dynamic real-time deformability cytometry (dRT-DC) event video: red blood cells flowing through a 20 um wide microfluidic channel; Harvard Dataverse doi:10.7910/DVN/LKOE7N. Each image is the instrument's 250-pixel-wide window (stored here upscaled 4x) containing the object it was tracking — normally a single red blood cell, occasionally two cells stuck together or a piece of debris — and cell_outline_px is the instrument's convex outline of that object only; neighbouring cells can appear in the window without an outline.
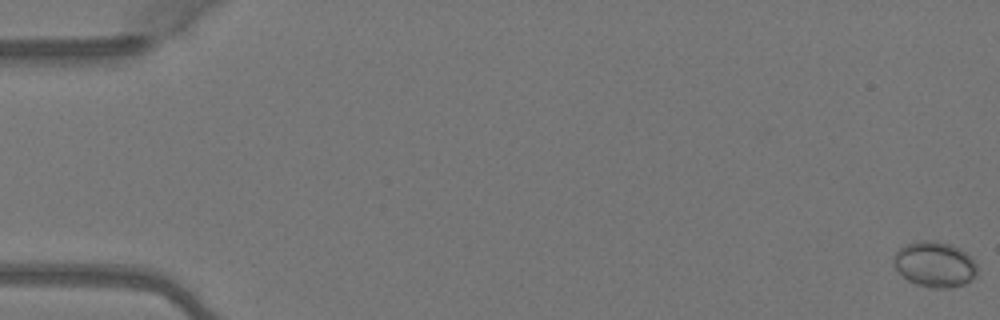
{"species": "Egyptian fruit bat (a non-hibernating species)", "species_latin": "Rousettus aegyptiacus", "temperature_condition": "warm", "stored_images_in_passage": 5, "camera_frame_rate_fps": 3000, "um_per_image_px": 0.085, "animal": {"sex": "female"}, "frame": {"image": 1, "passage_image": 1, "time_ms": 0.0, "image_size_px": [1000, 320], "cell_outline_px": [[976, 276], [972, 280], [964, 284], [952, 288], [932, 288], [916, 284], [908, 280], [892, 264], [892, 260], [896, 252], [900, 248], [908, 244], [920, 240], [932, 240], [948, 244], [960, 248], [976, 264]], "centroid_in_image_um": [79.44, 22.48], "position_along_channel_um": 5.6, "area_um2": 22.02}}